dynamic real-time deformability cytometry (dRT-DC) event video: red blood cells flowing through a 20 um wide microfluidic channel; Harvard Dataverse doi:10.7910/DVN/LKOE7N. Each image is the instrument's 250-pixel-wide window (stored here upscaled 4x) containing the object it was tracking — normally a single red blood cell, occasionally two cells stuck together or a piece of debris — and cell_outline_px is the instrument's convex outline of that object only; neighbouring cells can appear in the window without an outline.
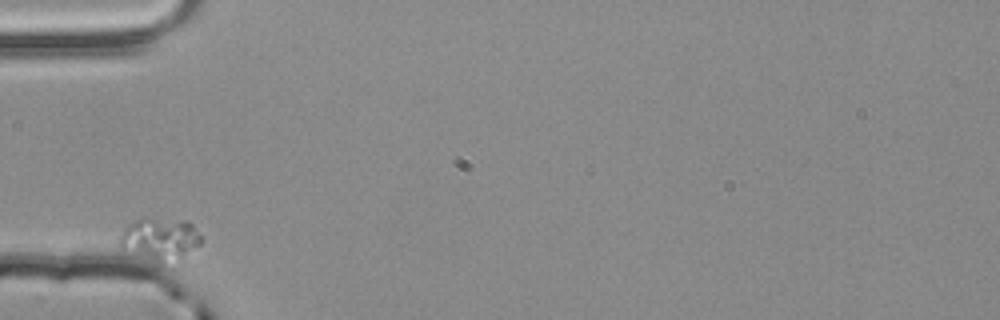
{"species": "common noctule bat (a hibernating species)", "species_latin": "Nyctalus noctula", "temperature_condition": "room temperature", "stored_images_in_passage": 33, "camera_frame_rate_fps": 3000, "um_per_image_px": 0.085, "animal": {"sex": "male", "body_mass_g": 20.4}, "frame": {"image": 1, "passage_image": 1, "time_ms": 0.0, "image_size_px": [1000, 320], "cell_outline_px": [[204, 240], [200, 244], [160, 268], [156, 268], [120, 248], [120, 236], [124, 228], [128, 224], [144, 216], [188, 220], [192, 224]], "centroid_in_image_um": [13.54, 20.36], "position_along_channel_um": 71.5, "area_um2": 21.33}}
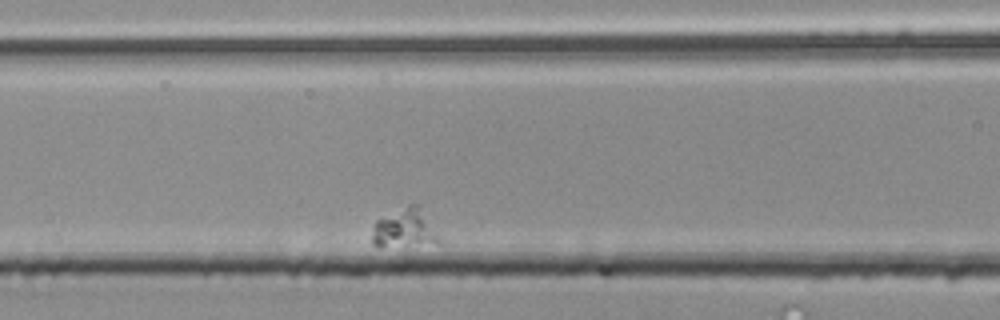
{"frame": {"image": 2, "passage_image": 8, "time_ms": 2.333, "image_size_px": [1000, 320], "cell_outline_px": [[440, 244], [380, 248], [372, 244], [372, 236], [376, 220], [408, 204], [420, 204], [440, 240]], "centroid_in_image_um": [34.39, 19.45], "position_along_channel_um": 132.2, "area_um2": 15.49}}